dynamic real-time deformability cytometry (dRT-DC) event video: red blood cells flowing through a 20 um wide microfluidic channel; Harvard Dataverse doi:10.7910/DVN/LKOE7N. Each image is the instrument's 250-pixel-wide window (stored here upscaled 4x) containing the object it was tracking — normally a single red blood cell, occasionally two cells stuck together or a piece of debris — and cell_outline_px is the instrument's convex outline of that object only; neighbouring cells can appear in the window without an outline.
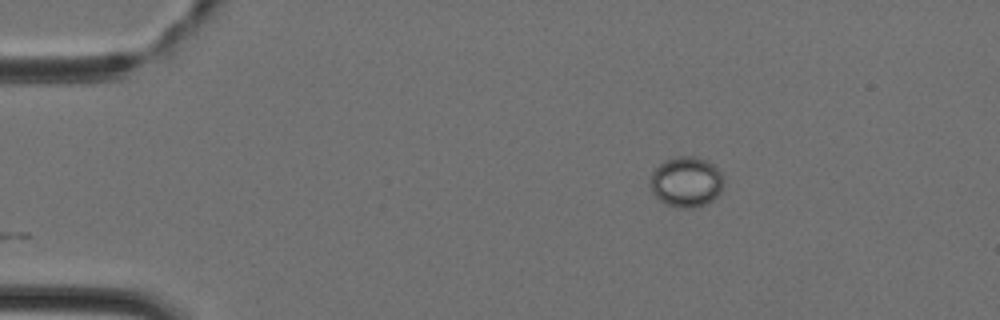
{"species": "Egyptian fruit bat (a non-hibernating species)", "species_latin": "Rousettus aegyptiacus", "temperature_condition": "cold", "stored_images_in_passage": 38, "camera_frame_rate_fps": 3000, "um_per_image_px": 0.085, "animal": {"sex": "female"}, "frame": {"image": 1, "passage_image": 1, "time_ms": 0.0, "image_size_px": [1000, 320], "cell_outline_px": [[724, 184], [720, 192], [708, 204], [692, 208], [680, 208], [668, 204], [660, 200], [652, 192], [652, 172], [664, 160], [680, 156], [696, 156], [708, 160], [720, 172], [724, 180]], "centroid_in_image_um": [58.37, 15.45], "position_along_channel_um": 26.6, "area_um2": 21.44}}
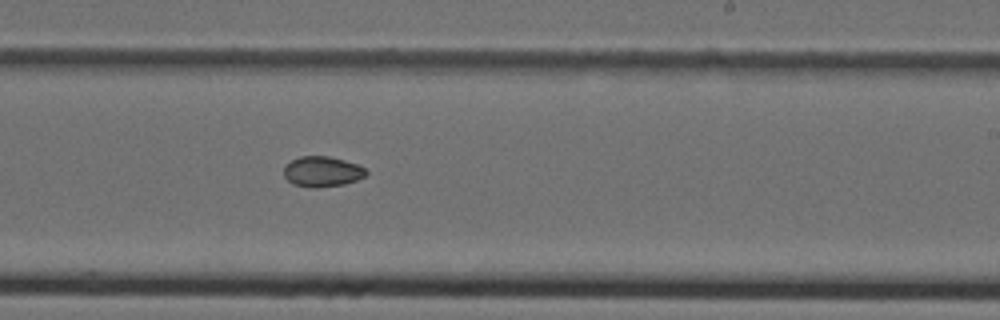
{"frame": {"image": 2, "passage_image": 21, "time_ms": 6.667, "image_size_px": [1000, 320], "cell_outline_px": [[368, 172], [364, 176], [356, 180], [344, 184], [320, 188], [312, 188], [292, 184], [284, 176], [284, 164], [300, 156], [328, 156], [344, 160], [356, 164], [364, 168]], "centroid_in_image_um": [27.35, 14.59], "position_along_channel_um": 261.6, "area_um2": 14.62}}
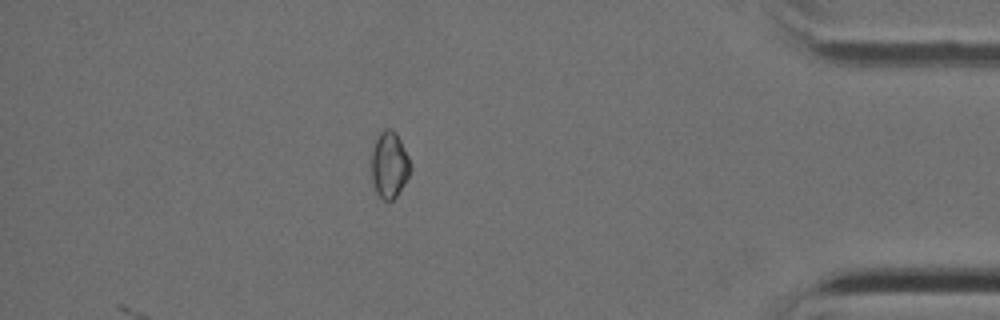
{"frame": {"image": 3, "passage_image": 33, "time_ms": 10.667, "image_size_px": [1000, 320], "cell_outline_px": [[412, 168], [404, 184], [396, 196], [392, 200], [384, 200], [376, 192], [372, 184], [372, 152], [376, 140], [380, 132], [384, 128], [392, 128], [396, 132], [408, 156]], "centroid_in_image_um": [33.1, 14.0], "position_along_channel_um": 402.1, "area_um2": 14.97}}